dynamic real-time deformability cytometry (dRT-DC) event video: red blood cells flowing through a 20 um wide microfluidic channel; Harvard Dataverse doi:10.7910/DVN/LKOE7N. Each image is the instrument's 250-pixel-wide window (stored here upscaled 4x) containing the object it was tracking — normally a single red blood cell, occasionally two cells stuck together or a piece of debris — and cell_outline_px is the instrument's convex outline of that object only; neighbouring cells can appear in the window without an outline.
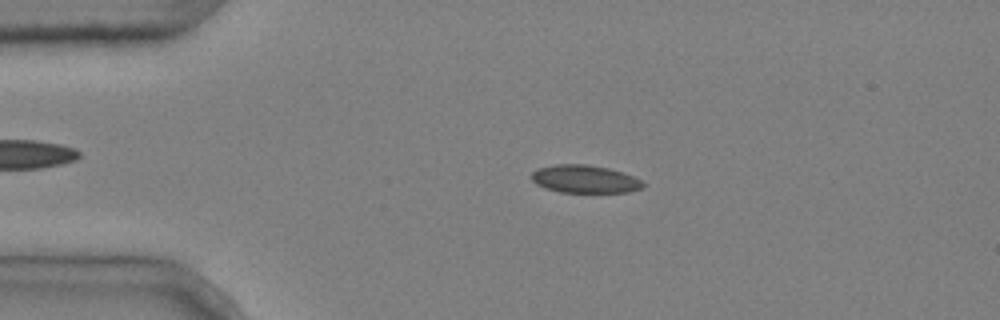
{"species": "common noctule bat (a hibernating species)", "species_latin": "Nyctalus noctula", "temperature_condition": "cold", "stored_images_in_passage": 4, "camera_frame_rate_fps": 3000, "um_per_image_px": 0.085, "animal": {"sex": "male", "body_mass_g": 20.4}, "frame": {"image": 1, "passage_image": 3, "time_ms": 0.667, "image_size_px": [1000, 320], "cell_outline_px": [[644, 184], [640, 188], [628, 192], [560, 192], [544, 188], [536, 184], [532, 180], [532, 172], [536, 168], [556, 164], [588, 164], [608, 168], [632, 176], [640, 180]], "centroid_in_image_um": [49.64, 15.21], "position_along_channel_um": 35.4, "area_um2": 17.98}}